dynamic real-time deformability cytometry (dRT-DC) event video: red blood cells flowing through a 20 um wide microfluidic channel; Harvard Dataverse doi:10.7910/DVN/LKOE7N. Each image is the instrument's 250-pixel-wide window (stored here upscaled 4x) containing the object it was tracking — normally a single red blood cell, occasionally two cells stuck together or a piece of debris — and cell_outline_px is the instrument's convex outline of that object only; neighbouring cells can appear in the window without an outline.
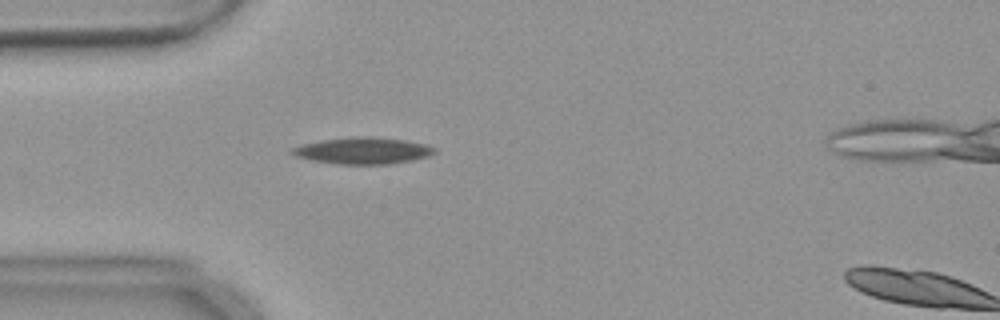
{"species": "common noctule bat (a hibernating species)", "species_latin": "Nyctalus noctula", "temperature_condition": "warm", "stored_images_in_passage": 5, "camera_frame_rate_fps": 3000, "um_per_image_px": 0.085, "animal": {"sex": "female", "body_mass_g": 18.4}, "frame": {"image": 1, "passage_image": 4, "time_ms": 1.0, "image_size_px": [1000, 320], "cell_outline_px": [[436, 152], [412, 160], [388, 164], [336, 164], [312, 160], [296, 156], [288, 152], [292, 148], [304, 144], [324, 140], [404, 140], [424, 144], [436, 148]], "centroid_in_image_um": [30.81, 12.88], "position_along_channel_um": 54.2, "area_um2": 20.4}}